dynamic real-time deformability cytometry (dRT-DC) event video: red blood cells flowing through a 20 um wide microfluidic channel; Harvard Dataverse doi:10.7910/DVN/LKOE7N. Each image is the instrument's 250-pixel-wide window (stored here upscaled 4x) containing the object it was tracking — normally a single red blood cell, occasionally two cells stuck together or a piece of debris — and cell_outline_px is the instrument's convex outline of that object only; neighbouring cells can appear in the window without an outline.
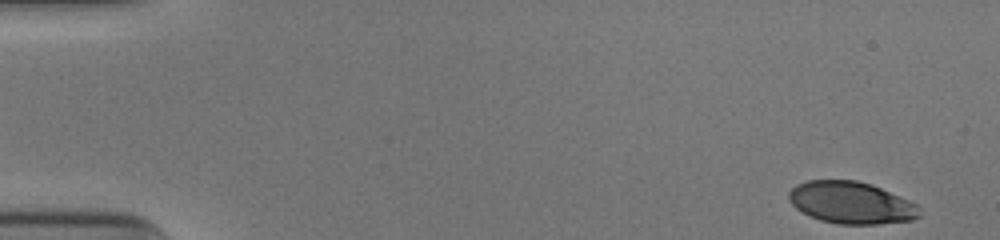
{"species": "human", "species_latin": "Homo sapiens", "temperature_condition": "cold", "stored_images_in_passage": 51, "camera_frame_rate_fps": 3000, "um_per_image_px": 0.085, "donor": {"sex": "male"}, "frame": {"image": 1, "passage_image": 1, "time_ms": 0.0, "image_size_px": [1000, 240], "cell_outline_px": [[920, 216], [912, 220], [876, 224], [840, 224], [820, 220], [808, 216], [796, 208], [788, 200], [788, 192], [796, 184], [808, 180], [856, 180], [872, 184], [908, 200], [916, 204], [920, 208]], "centroid_in_image_um": [72.32, 17.23], "position_along_channel_um": 12.7, "area_um2": 32.08}}
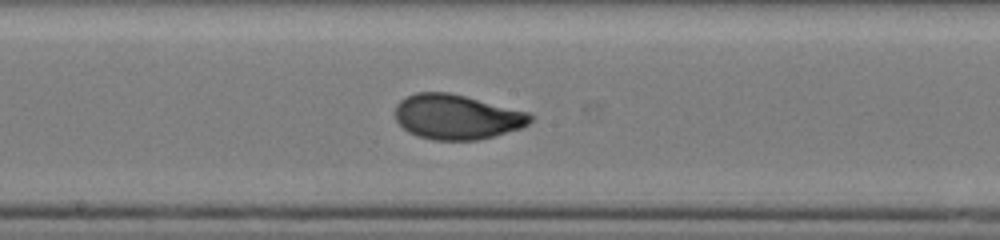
{"frame": {"image": 2, "passage_image": 27, "time_ms": 8.667, "image_size_px": [1000, 240], "cell_outline_px": [[532, 120], [528, 124], [520, 128], [492, 136], [476, 140], [432, 140], [416, 136], [408, 132], [396, 120], [396, 104], [400, 100], [416, 92], [448, 92], [528, 112], [532, 116]], "centroid_in_image_um": [38.79, 9.94], "position_along_channel_um": 209.4, "area_um2": 35.03}}
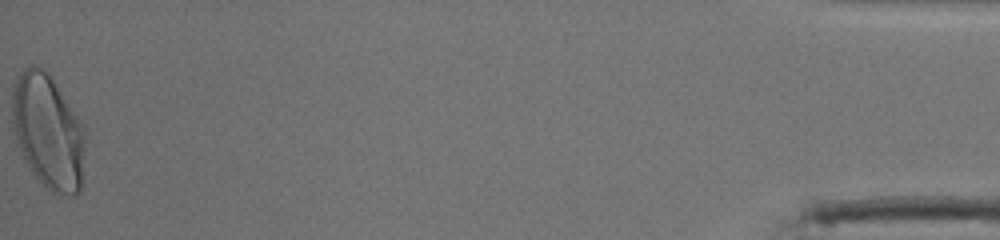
{"frame": {"image": 3, "passage_image": 51, "time_ms": 16.667, "image_size_px": [1000, 240], "cell_outline_px": [[84, 148], [80, 192], [72, 196], [68, 196], [52, 192], [32, 172], [12, 132], [12, 80], [24, 68], [32, 64], [36, 64], [44, 68], [84, 124]], "centroid_in_image_um": [4.06, 11.13], "position_along_channel_um": 431.1, "area_um2": 48.84}, "authors_computed_cell_mechanics": {"area_um2": 34.9112, "velocity_mm_per_s": 3.9346, "shape_relaxation_time_tau1_ms": 3.5421, "shape_relaxation_time_tau2_ms": null, "deformation_change_tau1": 0.174, "deformation_change_tau2": null}}